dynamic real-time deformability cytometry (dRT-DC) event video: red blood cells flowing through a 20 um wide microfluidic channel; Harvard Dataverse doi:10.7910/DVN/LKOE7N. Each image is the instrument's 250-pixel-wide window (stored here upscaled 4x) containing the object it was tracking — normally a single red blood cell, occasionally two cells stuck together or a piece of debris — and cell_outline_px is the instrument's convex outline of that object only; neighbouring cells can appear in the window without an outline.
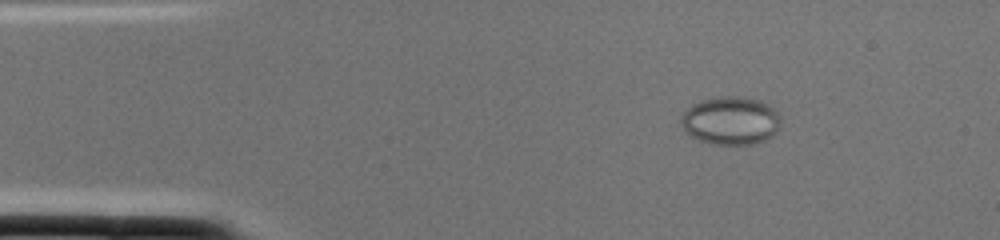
{"species": "common noctule bat (a hibernating species)", "species_latin": "Nyctalus noctula", "temperature_condition": "cold", "stored_images_in_passage": 1, "camera_frame_rate_fps": 3000, "um_per_image_px": 0.085, "animal": {"sex": "female", "body_mass_g": 22.0, "forearm_length_mm": 56.7}, "frame": {"image": 1, "passage_image": 1, "time_ms": 0.0, "image_size_px": [1000, 240], "cell_outline_px": [[780, 124], [776, 132], [772, 136], [764, 140], [752, 144], [712, 144], [700, 140], [692, 136], [680, 124], [680, 120], [684, 112], [692, 104], [704, 100], [720, 96], [736, 96], [760, 100], [776, 108], [780, 116]], "centroid_in_image_um": [62.14, 10.24], "position_along_channel_um": 22.9, "area_um2": 27.92}}